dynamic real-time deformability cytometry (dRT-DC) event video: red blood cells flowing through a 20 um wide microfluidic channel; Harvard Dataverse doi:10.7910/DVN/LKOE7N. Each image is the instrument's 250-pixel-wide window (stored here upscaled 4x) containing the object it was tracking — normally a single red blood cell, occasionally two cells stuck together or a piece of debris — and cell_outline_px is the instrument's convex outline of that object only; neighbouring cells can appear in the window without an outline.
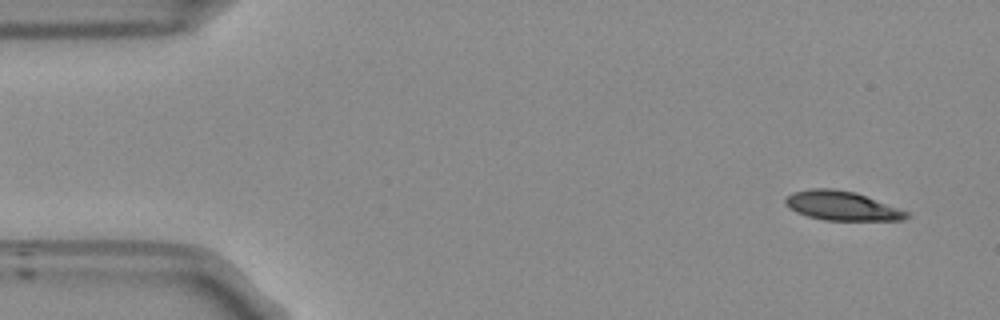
{"species": "Egyptian fruit bat (a non-hibernating species)", "species_latin": "Rousettus aegyptiacus", "temperature_condition": "room temperature", "stored_images_in_passage": 52, "camera_frame_rate_fps": 3000, "um_per_image_px": 0.085, "frame": {"image": 1, "passage_image": 3, "time_ms": 0.667, "image_size_px": [1000, 320], "cell_outline_px": [[912, 216], [904, 220], [824, 220], [808, 216], [796, 212], [788, 208], [784, 204], [784, 200], [792, 192], [812, 188], [832, 188], [856, 192], [908, 212]], "centroid_in_image_um": [71.53, 17.49], "position_along_channel_um": 13.5, "area_um2": 20.63}}
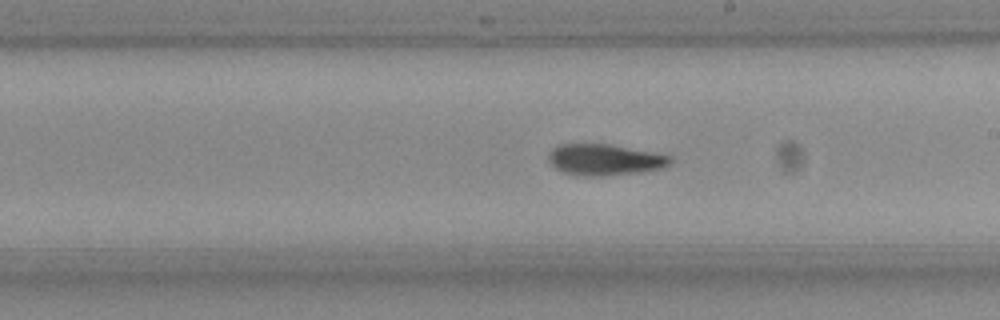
{"frame": {"image": 2, "passage_image": 29, "time_ms": 9.333, "image_size_px": [1000, 320], "cell_outline_px": [[672, 164], [664, 168], [640, 172], [600, 176], [584, 176], [560, 172], [548, 160], [548, 156], [552, 148], [556, 144], [608, 144], [672, 156]], "centroid_in_image_um": [51.39, 13.58], "position_along_channel_um": 237.6, "area_um2": 22.2}}
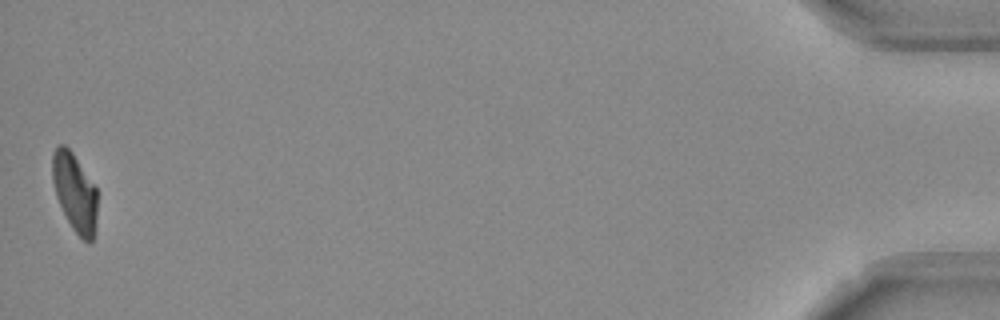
{"frame": {"image": 3, "passage_image": 52, "time_ms": 17.0, "image_size_px": [1000, 320], "cell_outline_px": [[96, 216], [92, 240], [88, 244], [72, 228], [56, 196], [52, 180], [52, 152], [56, 144], [64, 144], [72, 152], [96, 188]], "centroid_in_image_um": [6.32, 16.3], "position_along_channel_um": 428.9, "area_um2": 20.17}, "authors_computed_cell_mechanics": {"area_um2": 21.6461, "velocity_mm_per_s": 3.8015, "shape_relaxation_time_tau1_ms": 4.5799, "shape_relaxation_time_tau2_ms": 3.4855, "deformation_change_tau1": 0.1829, "deformation_change_tau2": 0.1109}}